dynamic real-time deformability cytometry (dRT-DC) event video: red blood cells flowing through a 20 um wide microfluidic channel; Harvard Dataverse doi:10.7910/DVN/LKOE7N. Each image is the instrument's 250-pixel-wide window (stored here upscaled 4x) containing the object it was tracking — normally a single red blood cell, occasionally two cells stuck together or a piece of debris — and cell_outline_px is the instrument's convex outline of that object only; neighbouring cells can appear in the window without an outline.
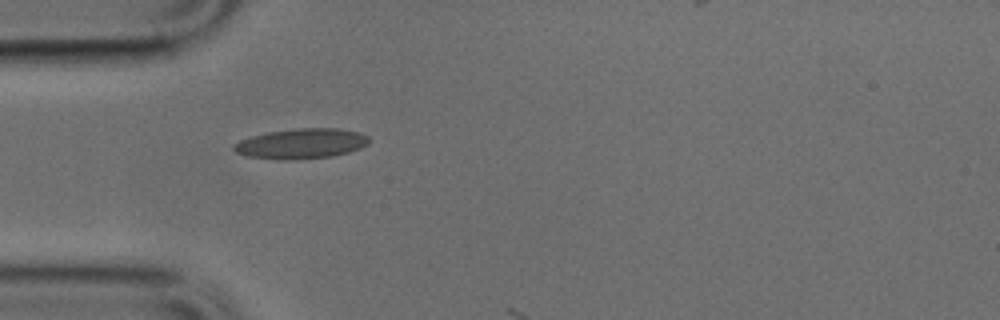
{"species": "common noctule bat (a hibernating species)", "species_latin": "Nyctalus noctula", "temperature_condition": "cold", "stored_images_in_passage": 2, "camera_frame_rate_fps": 3000, "um_per_image_px": 0.085, "animal": {"sex": "male", "body_mass_g": 17.9, "forearm_length_mm": 54.2}, "frame": {"image": 1, "passage_image": 1, "time_ms": 0.0, "image_size_px": [1000, 320], "cell_outline_px": [[368, 144], [360, 148], [348, 152], [332, 156], [292, 160], [276, 160], [248, 156], [236, 152], [232, 148], [232, 144], [240, 140], [252, 136], [268, 132], [296, 128], [336, 128], [356, 132], [368, 136]], "centroid_in_image_um": [25.57, 12.21], "position_along_channel_um": 59.4, "area_um2": 23.7}}